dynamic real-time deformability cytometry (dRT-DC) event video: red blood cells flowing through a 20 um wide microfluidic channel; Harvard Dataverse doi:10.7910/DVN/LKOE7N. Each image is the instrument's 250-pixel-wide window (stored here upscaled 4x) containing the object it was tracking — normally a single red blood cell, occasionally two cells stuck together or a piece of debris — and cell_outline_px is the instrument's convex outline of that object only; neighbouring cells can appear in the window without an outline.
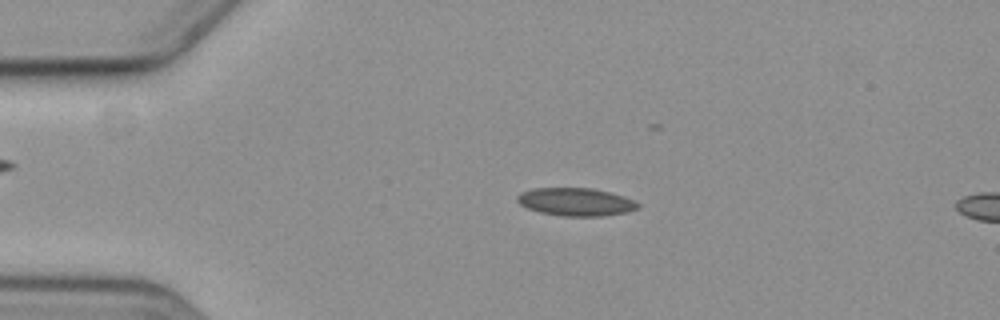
{"species": "common noctule bat (a hibernating species)", "species_latin": "Nyctalus noctula", "temperature_condition": "cold", "stored_images_in_passage": 18, "camera_frame_rate_fps": 3000, "um_per_image_px": 0.085, "animal": {"sex": "female", "body_mass_g": 19.3, "forearm_length_mm": 54.1}, "frame": {"image": 1, "passage_image": 13, "time_ms": 4.0, "image_size_px": [1000, 320], "cell_outline_px": [[640, 208], [628, 212], [604, 216], [560, 216], [540, 212], [528, 208], [520, 204], [516, 200], [516, 196], [520, 192], [532, 188], [592, 188], [624, 196], [636, 200], [640, 204]], "centroid_in_image_um": [48.96, 17.16], "position_along_channel_um": 36.0, "area_um2": 19.88}}